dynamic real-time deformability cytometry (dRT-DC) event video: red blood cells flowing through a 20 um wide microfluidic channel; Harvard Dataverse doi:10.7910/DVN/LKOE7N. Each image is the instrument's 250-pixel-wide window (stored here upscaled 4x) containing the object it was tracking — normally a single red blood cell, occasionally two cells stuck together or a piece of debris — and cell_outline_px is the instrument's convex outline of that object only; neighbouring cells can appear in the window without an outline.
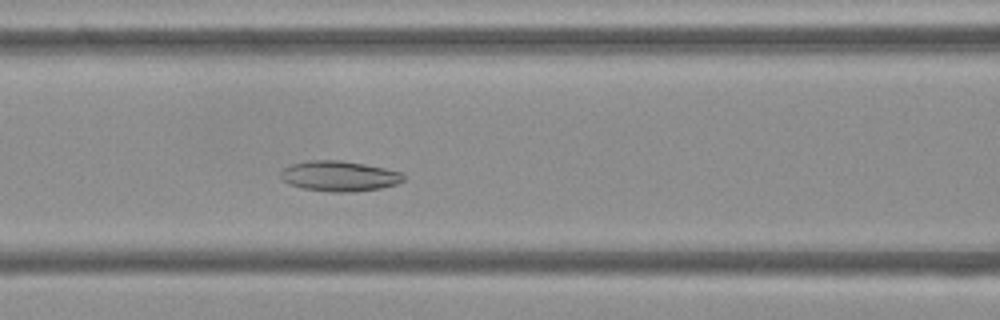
{"species": "Egyptian fruit bat (a non-hibernating species)", "species_latin": "Rousettus aegyptiacus", "temperature_condition": "cold", "stored_images_in_passage": 52, "camera_frame_rate_fps": 3000, "um_per_image_px": 0.085, "frame": {"image": 1, "passage_image": 20, "time_ms": 6.333, "image_size_px": [1000, 320], "cell_outline_px": [[404, 180], [396, 184], [380, 188], [352, 192], [328, 192], [304, 188], [288, 184], [280, 176], [280, 172], [284, 168], [292, 164], [308, 160], [340, 160], [364, 164], [384, 168], [400, 172], [404, 176]], "centroid_in_image_um": [28.82, 14.97], "position_along_channel_um": 137.8, "area_um2": 21.62}}
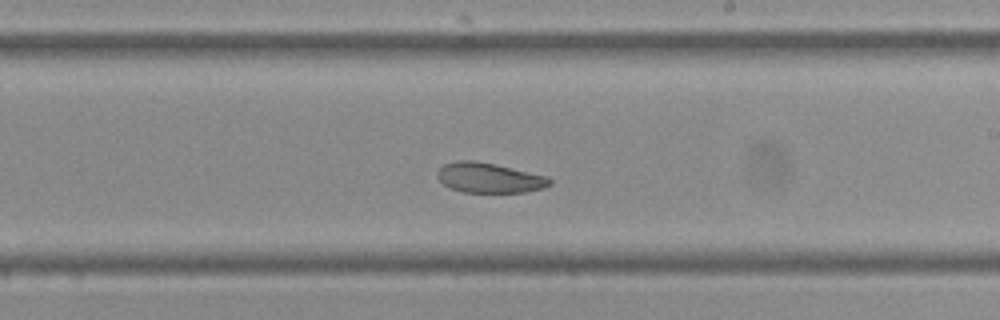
{"frame": {"image": 2, "passage_image": 29, "time_ms": 9.333, "image_size_px": [1000, 320], "cell_outline_px": [[552, 184], [544, 188], [524, 192], [464, 192], [452, 188], [444, 184], [436, 176], [436, 172], [444, 164], [456, 160], [472, 160], [496, 164], [548, 176], [552, 180]], "centroid_in_image_um": [41.6, 15.1], "position_along_channel_um": 247.4, "area_um2": 19.71}}
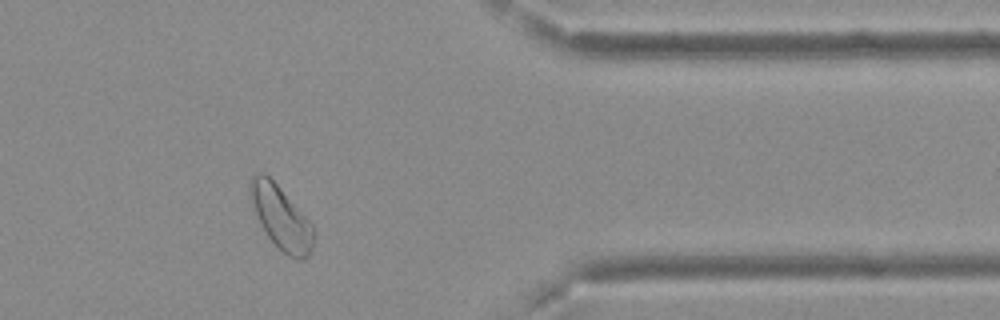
{"frame": {"image": 3, "passage_image": 42, "time_ms": 13.667, "image_size_px": [1000, 320], "cell_outline_px": [[316, 236], [312, 248], [308, 256], [300, 260], [296, 260], [288, 256], [268, 236], [260, 224], [248, 192], [248, 180], [256, 172], [264, 172], [280, 188], [312, 224], [316, 232]], "centroid_in_image_um": [23.88, 18.48], "position_along_channel_um": 387.5, "area_um2": 23.35}, "authors_computed_cell_mechanics": {"area_um2": 24.1893, "velocity_mm_per_s": 3.6638, "shape_relaxation_time_tau1_ms": null, "shape_relaxation_time_tau2_ms": 8.4201, "deformation_change_tau1": null, "deformation_change_tau2": 0.1393}}